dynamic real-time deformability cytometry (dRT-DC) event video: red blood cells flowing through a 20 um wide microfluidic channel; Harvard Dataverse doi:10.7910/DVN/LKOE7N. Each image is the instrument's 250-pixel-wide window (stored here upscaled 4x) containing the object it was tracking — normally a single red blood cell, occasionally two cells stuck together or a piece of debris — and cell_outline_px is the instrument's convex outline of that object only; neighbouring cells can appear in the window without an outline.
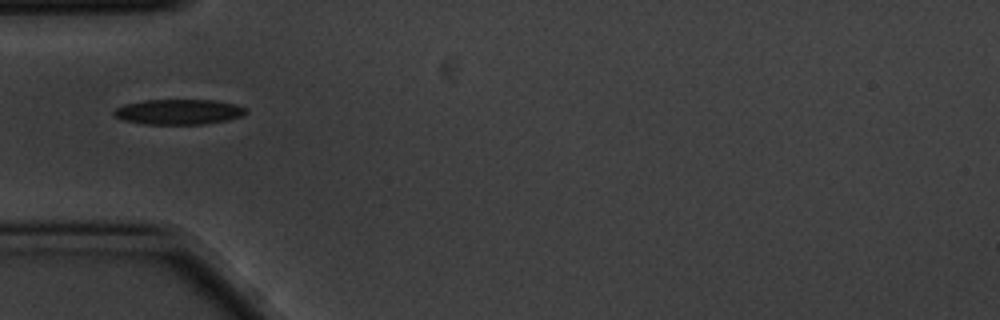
{"species": "common noctule bat (a hibernating species)", "species_latin": "Nyctalus noctula", "temperature_condition": "cold", "stored_images_in_passage": 6, "camera_frame_rate_fps": 3000, "um_per_image_px": 0.085, "animal": {"sex": "male", "body_mass_g": 20.1, "forearm_length_mm": 53.5}, "frame": {"image": 1, "passage_image": 1, "time_ms": 0.0, "image_size_px": [1000, 320], "cell_outline_px": [[248, 112], [244, 116], [228, 120], [204, 124], [144, 124], [120, 120], [112, 112], [116, 108], [124, 104], [144, 100], [212, 100], [232, 104], [244, 108]], "centroid_in_image_um": [15.16, 9.51], "position_along_channel_um": 69.8, "area_um2": 19.42}}
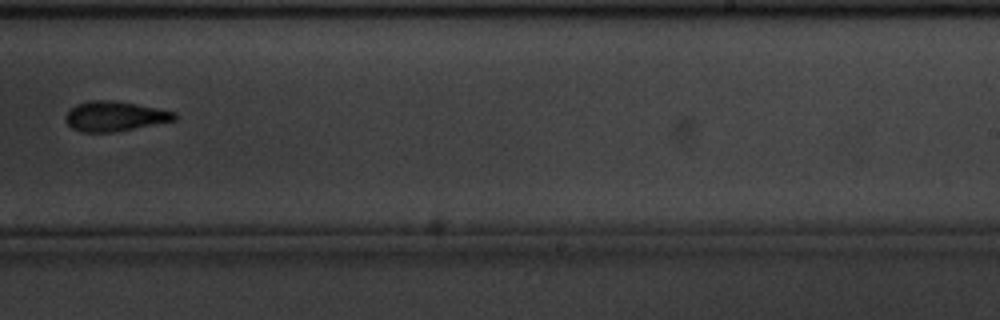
{"frame": {"image": 2, "passage_image": 6, "time_ms": 1.667, "image_size_px": [1000, 320], "cell_outline_px": [[176, 120], [112, 132], [80, 132], [72, 128], [64, 120], [64, 116], [76, 104], [92, 100], [112, 100], [136, 104], [176, 112]], "centroid_in_image_um": [9.72, 9.88], "position_along_channel_um": 279.3, "area_um2": 18.79}}